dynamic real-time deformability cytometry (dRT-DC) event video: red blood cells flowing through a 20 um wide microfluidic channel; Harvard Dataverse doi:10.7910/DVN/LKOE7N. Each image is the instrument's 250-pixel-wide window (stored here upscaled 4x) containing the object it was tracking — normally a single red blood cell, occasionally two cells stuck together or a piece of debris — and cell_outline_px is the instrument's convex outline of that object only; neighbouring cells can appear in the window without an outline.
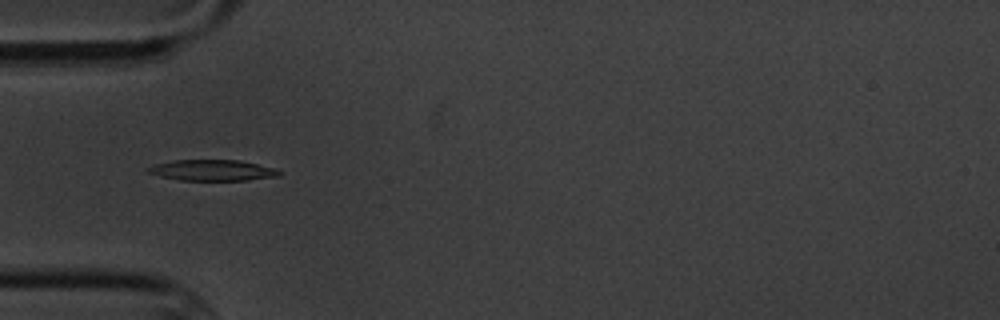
{"species": "common noctule bat (a hibernating species)", "species_latin": "Nyctalus noctula", "temperature_condition": "cold", "stored_images_in_passage": 3, "camera_frame_rate_fps": 3000, "um_per_image_px": 0.085, "animal": {"sex": "male", "body_mass_g": 20.1, "forearm_length_mm": 53.5}, "frame": {"image": 1, "passage_image": 2, "time_ms": 1.333, "image_size_px": [1000, 320], "cell_outline_px": [[280, 176], [248, 180], [180, 180], [160, 176], [148, 172], [148, 168], [156, 164], [176, 160], [240, 160], [276, 168], [280, 172]], "centroid_in_image_um": [18.11, 14.47], "position_along_channel_um": 66.9, "area_um2": 15.84}}
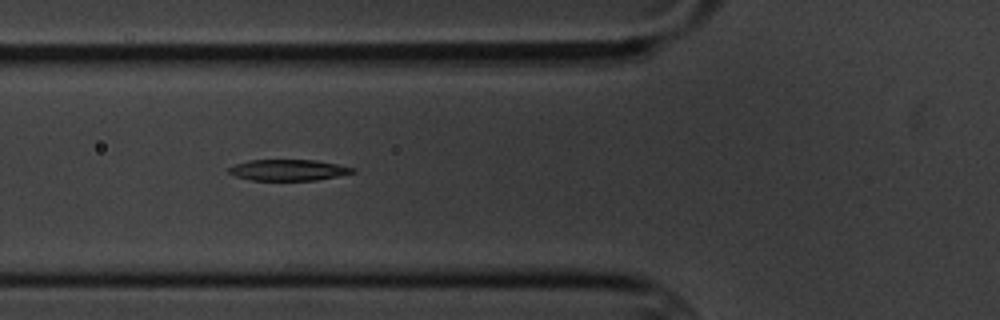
{"frame": {"image": 2, "passage_image": 3, "time_ms": 2.333, "image_size_px": [1000, 320], "cell_outline_px": [[356, 172], [316, 180], [252, 180], [236, 176], [228, 172], [228, 168], [236, 164], [248, 160], [316, 160], [356, 168]], "centroid_in_image_um": [24.51, 14.45], "position_along_channel_um": 101.3, "area_um2": 15.09}}